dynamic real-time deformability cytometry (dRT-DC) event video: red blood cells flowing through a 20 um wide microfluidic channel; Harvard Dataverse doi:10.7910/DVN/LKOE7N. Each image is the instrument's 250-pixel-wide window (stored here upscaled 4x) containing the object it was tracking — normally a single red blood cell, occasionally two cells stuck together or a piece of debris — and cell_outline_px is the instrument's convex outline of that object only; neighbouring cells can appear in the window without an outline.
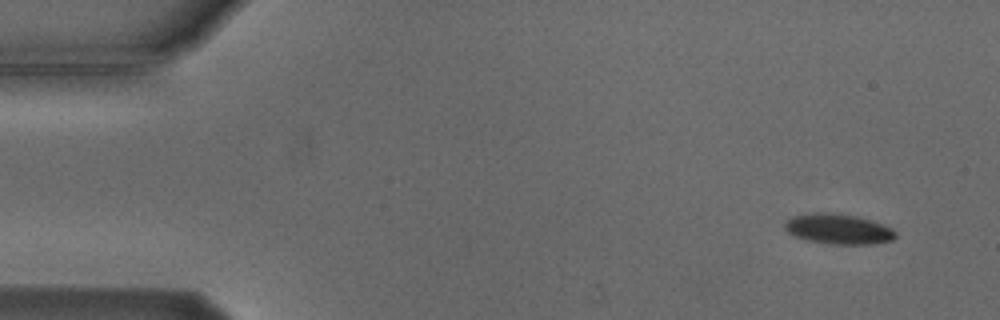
{"species": "Egyptian fruit bat (a non-hibernating species)", "species_latin": "Rousettus aegyptiacus", "temperature_condition": "cold", "stored_images_in_passage": 9, "camera_frame_rate_fps": 3000, "um_per_image_px": 0.085, "animal": {"sex": "male"}, "frame": {"image": 1, "passage_image": 1, "time_ms": 0.0, "image_size_px": [1000, 320], "cell_outline_px": [[896, 236], [892, 240], [872, 244], [832, 244], [808, 240], [796, 236], [788, 232], [784, 228], [784, 224], [792, 216], [816, 212], [828, 212], [856, 216], [892, 228], [896, 232]], "centroid_in_image_um": [71.25, 19.46], "position_along_channel_um": 13.8, "area_um2": 19.25}}
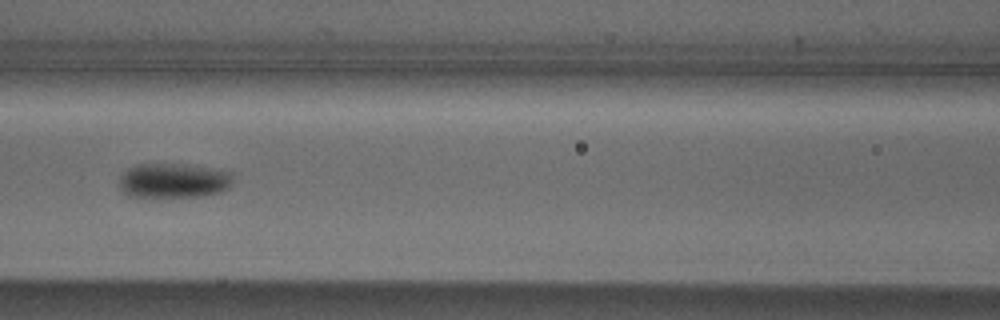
{"frame": {"image": 2, "passage_image": 6, "time_ms": 6.667, "image_size_px": [1000, 320], "cell_outline_px": [[232, 184], [228, 188], [220, 192], [200, 196], [148, 200], [128, 196], [120, 188], [120, 176], [128, 168], [136, 164], [184, 164], [232, 172]], "centroid_in_image_um": [14.69, 15.4], "position_along_channel_um": 151.9, "area_um2": 23.81}}
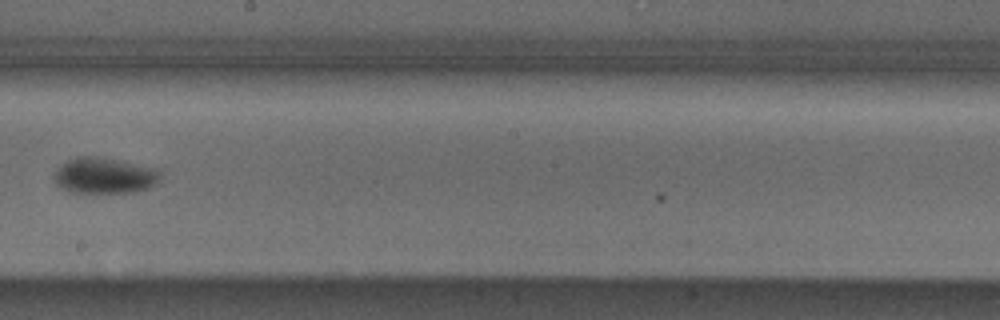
{"frame": {"image": 3, "passage_image": 8, "time_ms": 9.0, "image_size_px": [1000, 320], "cell_outline_px": [[160, 176], [148, 188], [136, 192], [68, 192], [60, 188], [56, 184], [56, 172], [60, 164], [76, 156], [100, 156], [152, 168], [160, 172]], "centroid_in_image_um": [8.81, 14.92], "position_along_channel_um": 239.4, "area_um2": 21.85}}